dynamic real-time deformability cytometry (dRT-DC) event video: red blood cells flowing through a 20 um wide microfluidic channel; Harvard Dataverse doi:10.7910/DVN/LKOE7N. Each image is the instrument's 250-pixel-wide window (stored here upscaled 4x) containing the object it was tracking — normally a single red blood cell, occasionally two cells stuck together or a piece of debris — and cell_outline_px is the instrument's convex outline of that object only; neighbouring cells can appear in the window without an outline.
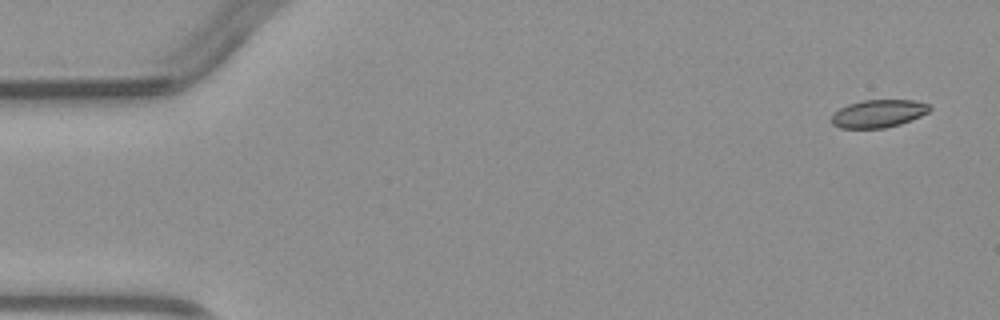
{"species": "common noctule bat (a hibernating species)", "species_latin": "Nyctalus noctula", "temperature_condition": "warm", "stored_images_in_passage": 3, "camera_frame_rate_fps": 3000, "um_per_image_px": 0.085, "animal": {"sex": "male", "body_mass_g": 23.1, "forearm_length_mm": 52.7}, "frame": {"image": 1, "passage_image": 1, "time_ms": 0.0, "image_size_px": [1000, 320], "cell_outline_px": [[932, 108], [928, 112], [920, 116], [900, 124], [884, 128], [840, 128], [832, 124], [832, 112], [848, 104], [864, 100], [916, 100], [928, 104]], "centroid_in_image_um": [74.65, 9.65], "position_along_channel_um": 10.4, "area_um2": 15.9}}